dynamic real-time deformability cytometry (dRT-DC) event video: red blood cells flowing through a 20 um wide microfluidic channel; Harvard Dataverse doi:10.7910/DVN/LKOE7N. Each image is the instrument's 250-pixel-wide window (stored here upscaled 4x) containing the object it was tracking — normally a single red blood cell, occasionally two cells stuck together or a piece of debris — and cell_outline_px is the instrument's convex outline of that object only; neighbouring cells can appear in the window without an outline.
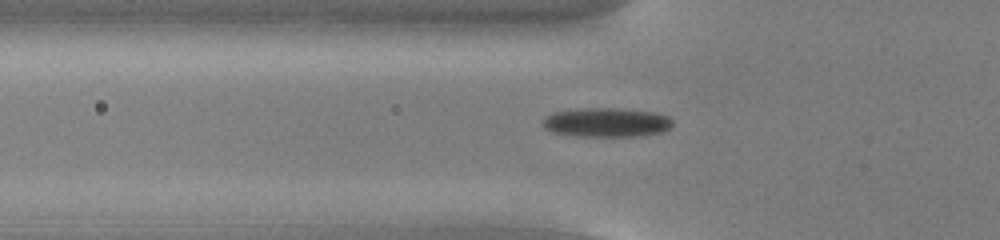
{"species": "common noctule bat (a hibernating species)", "species_latin": "Nyctalus noctula", "temperature_condition": "cold", "stored_images_in_passage": 47, "camera_frame_rate_fps": 3000, "um_per_image_px": 0.085, "animal": {"sex": "male", "body_mass_g": 13.0, "forearm_length_mm": 53.1}, "frame": {"image": 1, "passage_image": 16, "time_ms": 5.0, "image_size_px": [1000, 240], "cell_outline_px": [[672, 124], [668, 128], [660, 132], [636, 136], [576, 136], [556, 132], [544, 128], [540, 120], [544, 116], [552, 112], [584, 108], [616, 108], [656, 112], [668, 116], [672, 120]], "centroid_in_image_um": [51.51, 10.39], "position_along_channel_um": 74.3, "area_um2": 22.08}}
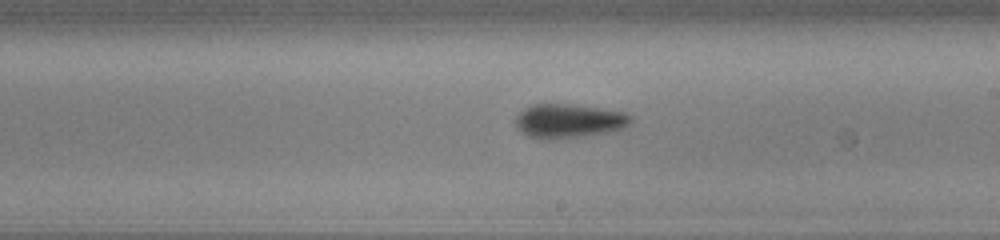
{"frame": {"image": 2, "passage_image": 29, "time_ms": 9.333, "image_size_px": [1000, 240], "cell_outline_px": [[632, 120], [624, 128], [608, 132], [552, 140], [544, 140], [528, 136], [520, 132], [516, 128], [516, 116], [524, 108], [532, 104], [568, 104], [600, 108], [624, 112], [632, 116]], "centroid_in_image_um": [48.31, 10.29], "position_along_channel_um": 240.7, "area_um2": 22.95}}
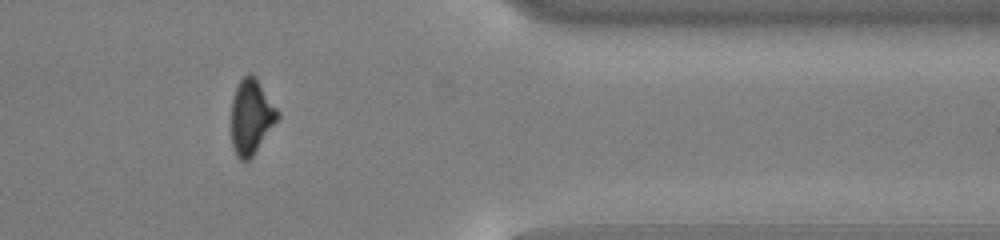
{"frame": {"image": 3, "passage_image": 42, "time_ms": 13.667, "image_size_px": [1000, 240], "cell_outline_px": [[280, 116], [252, 156], [248, 160], [240, 160], [236, 156], [232, 144], [232, 100], [236, 88], [240, 80], [248, 72], [252, 72], [280, 112]], "centroid_in_image_um": [21.35, 9.9], "position_along_channel_um": 390.0, "area_um2": 20.0}}